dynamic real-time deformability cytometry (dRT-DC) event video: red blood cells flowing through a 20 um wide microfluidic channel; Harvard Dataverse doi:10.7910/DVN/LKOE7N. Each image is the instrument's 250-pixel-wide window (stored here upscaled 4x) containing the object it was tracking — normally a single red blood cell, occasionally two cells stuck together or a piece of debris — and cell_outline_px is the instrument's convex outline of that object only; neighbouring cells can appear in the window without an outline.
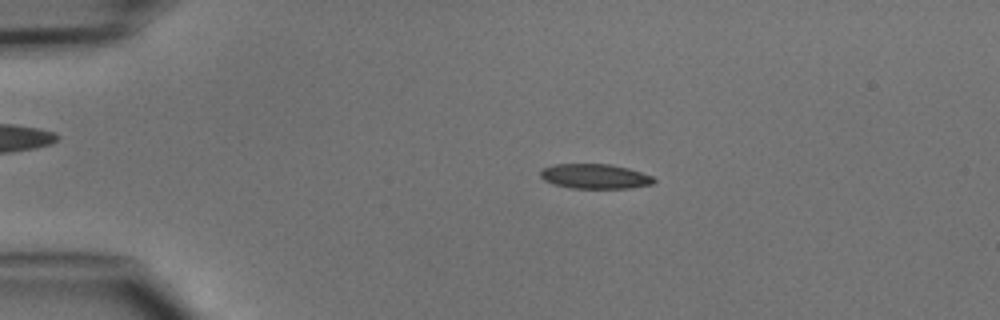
{"species": "common noctule bat (a hibernating species)", "species_latin": "Nyctalus noctula", "temperature_condition": "cold", "stored_images_in_passage": 4, "camera_frame_rate_fps": 3000, "um_per_image_px": 0.085, "animal": {"sex": "male", "body_mass_g": 15.6}, "frame": {"image": 1, "passage_image": 3, "time_ms": 2.333, "image_size_px": [1000, 320], "cell_outline_px": [[656, 180], [652, 184], [628, 188], [572, 188], [556, 184], [544, 180], [540, 176], [540, 172], [544, 168], [556, 164], [608, 164], [628, 168], [652, 176]], "centroid_in_image_um": [50.58, 14.99], "position_along_channel_um": 34.4, "area_um2": 16.13}}